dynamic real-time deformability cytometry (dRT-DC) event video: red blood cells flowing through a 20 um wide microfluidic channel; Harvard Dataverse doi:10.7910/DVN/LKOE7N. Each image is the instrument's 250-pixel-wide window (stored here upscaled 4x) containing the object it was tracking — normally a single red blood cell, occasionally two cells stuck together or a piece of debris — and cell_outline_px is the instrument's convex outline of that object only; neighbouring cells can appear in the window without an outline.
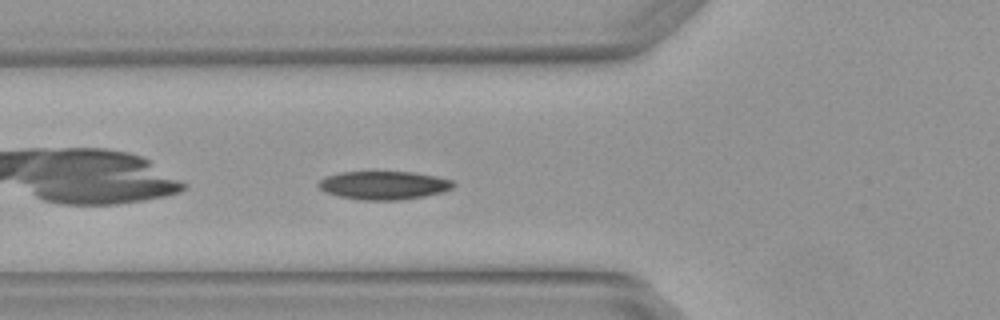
{"species": "Egyptian fruit bat (a non-hibernating species)", "species_latin": "Rousettus aegyptiacus", "temperature_condition": "warm", "stored_images_in_passage": 2, "camera_frame_rate_fps": 3000, "um_per_image_px": 0.085, "animal": {"sex": "female"}, "frame": {"image": 1, "passage_image": 2, "time_ms": 0.333, "image_size_px": [1000, 320], "cell_outline_px": [[456, 184], [452, 188], [444, 192], [424, 196], [400, 200], [360, 200], [340, 196], [324, 192], [316, 184], [324, 176], [340, 172], [412, 172], [436, 176], [452, 180]], "centroid_in_image_um": [32.61, 15.75], "position_along_channel_um": 93.2, "area_um2": 22.43}}